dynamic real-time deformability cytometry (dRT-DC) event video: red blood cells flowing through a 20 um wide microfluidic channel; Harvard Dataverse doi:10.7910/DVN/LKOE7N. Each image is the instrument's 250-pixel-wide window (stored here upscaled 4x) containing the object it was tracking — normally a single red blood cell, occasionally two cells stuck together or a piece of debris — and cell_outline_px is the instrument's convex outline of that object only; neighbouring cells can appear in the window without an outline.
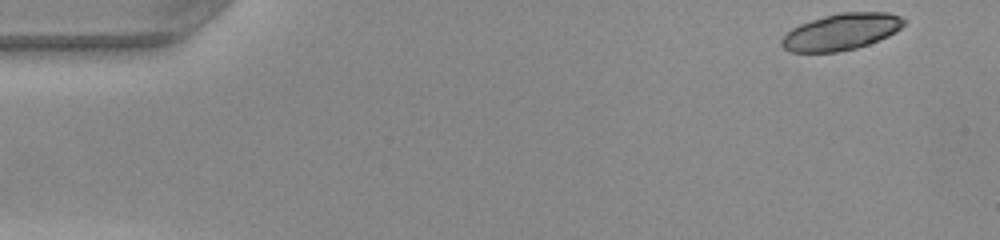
{"species": "common noctule bat (a hibernating species)", "species_latin": "Nyctalus noctula", "temperature_condition": "warm", "stored_images_in_passage": 47, "camera_frame_rate_fps": 3000, "um_per_image_px": 0.085, "animal": {"sex": "female", "body_mass_g": 22.0, "forearm_length_mm": 56.7}, "frame": {"image": 1, "passage_image": 1, "time_ms": 0.0, "image_size_px": [1000, 240], "cell_outline_px": [[908, 20], [896, 32], [888, 36], [868, 44], [856, 48], [836, 52], [792, 52], [784, 48], [780, 44], [780, 40], [792, 28], [800, 24], [824, 16], [840, 12], [888, 12], [900, 16]], "centroid_in_image_um": [71.53, 2.7], "position_along_channel_um": 13.5, "area_um2": 26.01}}
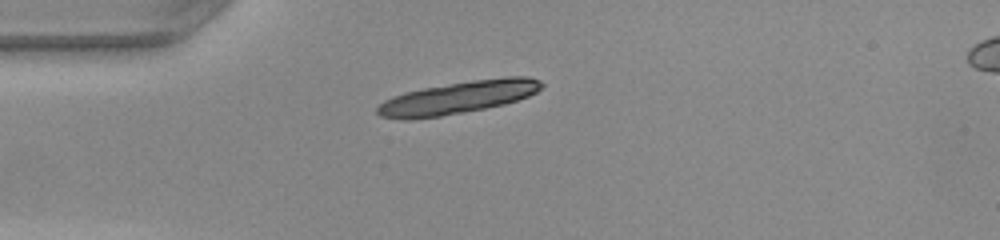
{"frame": {"image": 2, "passage_image": 11, "time_ms": 3.333, "image_size_px": [1000, 240], "cell_outline_px": [[544, 84], [536, 92], [528, 96], [504, 104], [484, 108], [440, 116], [412, 120], [404, 120], [380, 116], [376, 112], [376, 108], [384, 100], [392, 96], [404, 92], [424, 88], [472, 80], [508, 76], [528, 76], [540, 80]], "centroid_in_image_um": [38.91, 8.29], "position_along_channel_um": 46.1, "area_um2": 30.98}, "authors_computed_cell_mechanics": {"area_um2": 18.9584, "velocity_mm_per_s": 4.0998, "shape_relaxation_time_tau1_ms": 1.51, "shape_relaxation_time_tau2_ms": null, "deformation_change_tau1": 0.1033, "deformation_change_tau2": null}}